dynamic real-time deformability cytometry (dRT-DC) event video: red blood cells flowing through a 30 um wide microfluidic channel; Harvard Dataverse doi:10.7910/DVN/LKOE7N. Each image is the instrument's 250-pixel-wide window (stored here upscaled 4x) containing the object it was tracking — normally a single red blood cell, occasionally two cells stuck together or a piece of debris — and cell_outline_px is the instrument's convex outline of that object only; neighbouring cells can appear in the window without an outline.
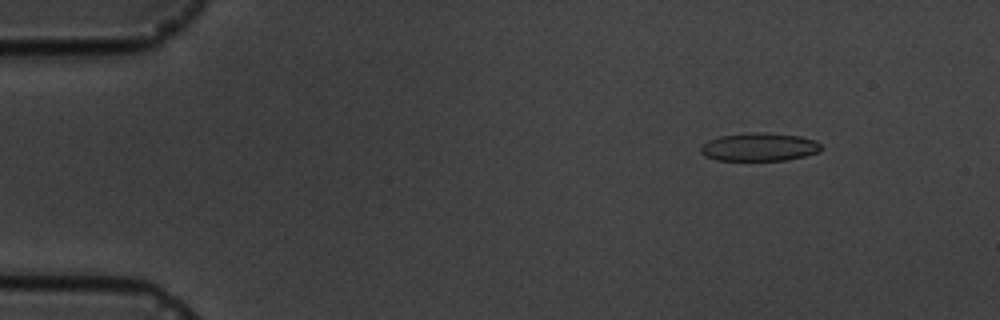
{"species": "common noctule bat (a hibernating species)", "species_latin": "Nyctalus noctula", "temperature_condition": "cold", "stored_images_in_passage": 5, "camera_frame_rate_fps": 3000, "um_per_image_px": 0.085, "animal": {"sex": "male", "body_mass_g": 19.5, "forearm_length_mm": 54.6}, "frame": {"image": 1, "passage_image": 2, "time_ms": 1.0, "image_size_px": [1000, 320], "cell_outline_px": [[824, 148], [816, 152], [804, 156], [788, 160], [716, 160], [704, 156], [700, 152], [700, 148], [708, 140], [720, 136], [748, 132], [764, 132], [800, 136], [816, 140]], "centroid_in_image_um": [64.53, 12.49], "position_along_channel_um": 20.5, "area_um2": 19.88}}
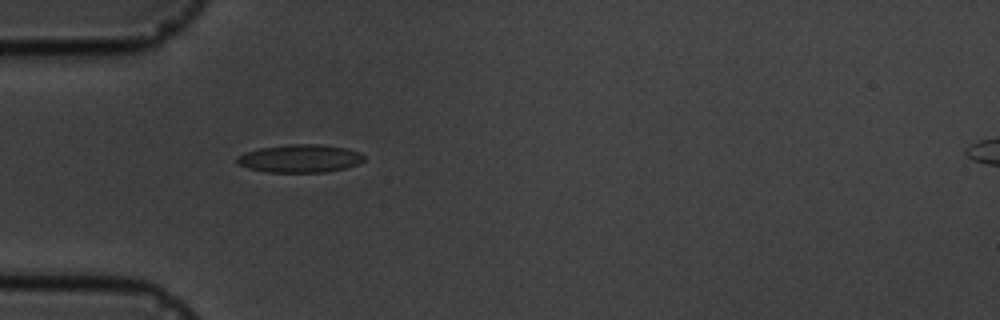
{"frame": {"image": 2, "passage_image": 5, "time_ms": 4.333, "image_size_px": [1000, 320], "cell_outline_px": [[364, 160], [356, 164], [344, 168], [324, 172], [268, 172], [248, 168], [236, 164], [236, 156], [244, 152], [260, 148], [288, 144], [320, 144], [348, 148], [360, 152], [364, 156]], "centroid_in_image_um": [25.46, 13.46], "position_along_channel_um": 59.5, "area_um2": 20.81}}